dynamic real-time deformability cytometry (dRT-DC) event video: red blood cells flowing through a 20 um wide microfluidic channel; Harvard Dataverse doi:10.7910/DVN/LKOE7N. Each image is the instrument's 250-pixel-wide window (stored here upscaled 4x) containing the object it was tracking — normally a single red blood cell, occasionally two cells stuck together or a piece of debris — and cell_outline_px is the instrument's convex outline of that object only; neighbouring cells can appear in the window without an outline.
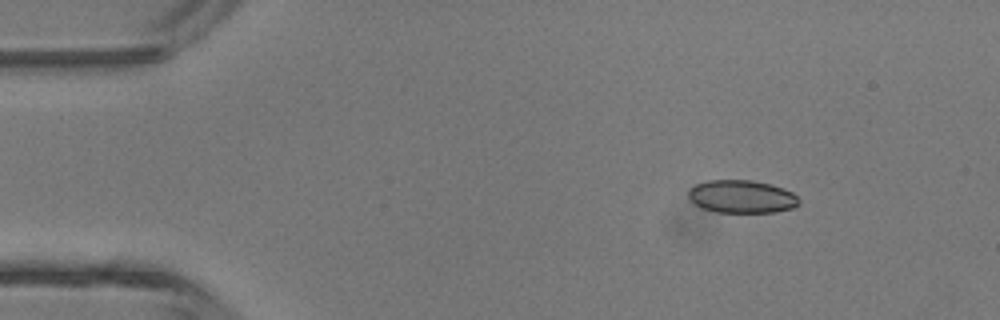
{"species": "common noctule bat (a hibernating species)", "species_latin": "Nyctalus noctula", "temperature_condition": "room temperature", "stored_images_in_passage": 3, "camera_frame_rate_fps": 3000, "um_per_image_px": 0.085, "animal": {"sex": "male", "body_mass_g": 13.3}, "frame": {"image": 1, "passage_image": 1, "time_ms": 0.0, "image_size_px": [1000, 320], "cell_outline_px": [[800, 204], [792, 208], [776, 212], [716, 212], [704, 208], [696, 204], [688, 196], [688, 188], [696, 184], [708, 180], [752, 180], [772, 184], [784, 188], [792, 192], [800, 200]], "centroid_in_image_um": [63.07, 16.7], "position_along_channel_um": 21.9, "area_um2": 21.27}}
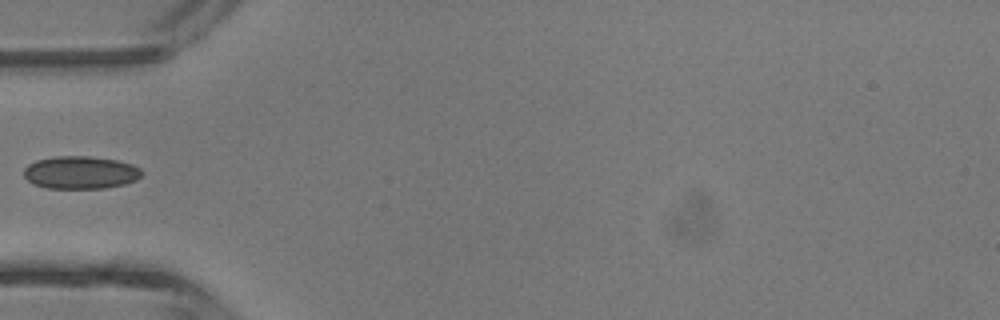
{"frame": {"image": 2, "passage_image": 3, "time_ms": 3.0, "image_size_px": [1000, 320], "cell_outline_px": [[144, 172], [136, 180], [124, 184], [104, 188], [48, 188], [32, 184], [24, 176], [24, 168], [28, 164], [36, 160], [56, 156], [92, 156], [116, 160], [132, 164], [140, 168]], "centroid_in_image_um": [6.84, 14.66], "position_along_channel_um": 78.2, "area_um2": 22.6}}